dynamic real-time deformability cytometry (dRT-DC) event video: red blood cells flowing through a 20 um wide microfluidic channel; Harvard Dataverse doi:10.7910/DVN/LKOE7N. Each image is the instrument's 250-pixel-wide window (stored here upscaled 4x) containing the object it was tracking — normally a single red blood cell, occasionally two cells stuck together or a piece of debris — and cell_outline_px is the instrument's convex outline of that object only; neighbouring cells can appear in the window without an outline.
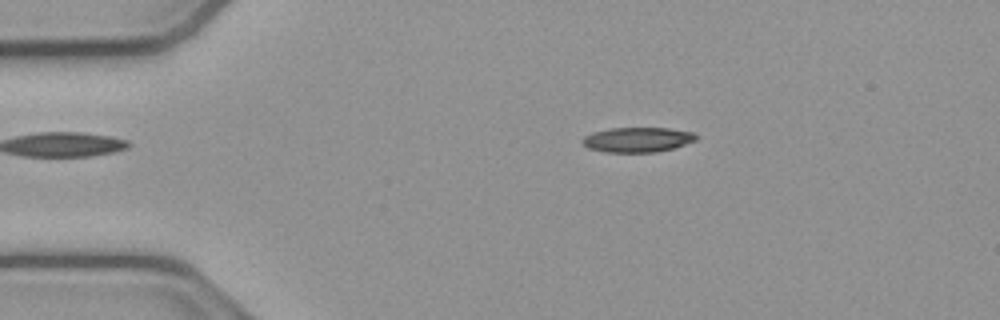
{"species": "common noctule bat (a hibernating species)", "species_latin": "Nyctalus noctula", "temperature_condition": "cold", "stored_images_in_passage": 53, "camera_frame_rate_fps": 3000, "um_per_image_px": 0.085, "animal": {"sex": "male", "body_mass_g": 23.1, "forearm_length_mm": 52.7}, "frame": {"image": 1, "passage_image": 10, "time_ms": 3.0, "image_size_px": [1000, 320], "cell_outline_px": [[696, 140], [672, 148], [656, 152], [604, 152], [588, 148], [580, 140], [584, 136], [592, 132], [612, 128], [668, 128], [692, 132], [696, 136]], "centroid_in_image_um": [54.14, 11.87], "position_along_channel_um": 30.9, "area_um2": 16.36}}
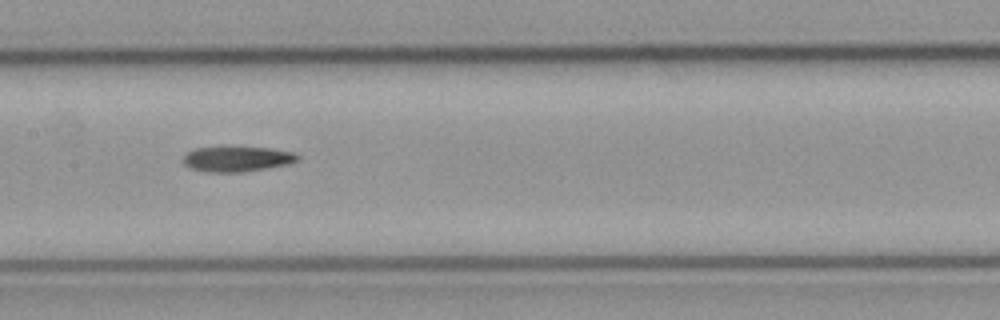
{"frame": {"image": 2, "passage_image": 26, "time_ms": 8.333, "image_size_px": [1000, 320], "cell_outline_px": [[300, 156], [292, 164], [240, 172], [204, 172], [192, 168], [184, 164], [180, 160], [192, 148], [268, 148], [292, 152]], "centroid_in_image_um": [20.12, 13.53], "position_along_channel_um": 187.3, "area_um2": 16.59}}
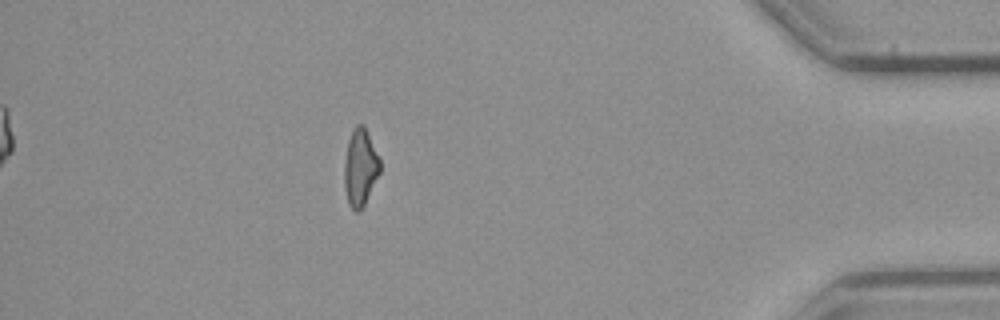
{"frame": {"image": 3, "passage_image": 47, "time_ms": 15.333, "image_size_px": [1000, 320], "cell_outline_px": [[380, 172], [364, 204], [356, 212], [348, 204], [344, 188], [344, 160], [348, 140], [352, 128], [356, 124], [364, 124], [380, 160]], "centroid_in_image_um": [30.6, 14.19], "position_along_channel_um": 404.6, "area_um2": 16.01}}